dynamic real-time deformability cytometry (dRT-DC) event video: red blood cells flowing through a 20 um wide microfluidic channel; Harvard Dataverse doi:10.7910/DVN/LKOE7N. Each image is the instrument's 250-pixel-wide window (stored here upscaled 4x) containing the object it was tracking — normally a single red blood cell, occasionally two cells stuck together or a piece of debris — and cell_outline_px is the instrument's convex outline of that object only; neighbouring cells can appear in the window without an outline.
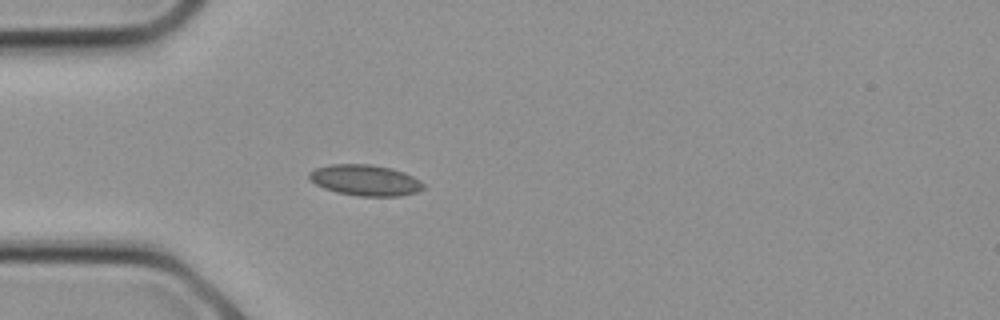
{"species": "common noctule bat (a hibernating species)", "species_latin": "Nyctalus noctula", "temperature_condition": "cold", "stored_images_in_passage": 9, "camera_frame_rate_fps": 3000, "um_per_image_px": 0.085, "animal": {"sex": "female", "body_mass_g": 21.9}, "frame": {"image": 1, "passage_image": 7, "time_ms": 2.0, "image_size_px": [1000, 320], "cell_outline_px": [[424, 188], [416, 192], [400, 196], [360, 196], [336, 192], [324, 188], [316, 184], [308, 176], [308, 172], [316, 168], [328, 164], [372, 164], [392, 168], [404, 172], [420, 180], [424, 184]], "centroid_in_image_um": [31.05, 15.31], "position_along_channel_um": 54.0, "area_um2": 20.63}}
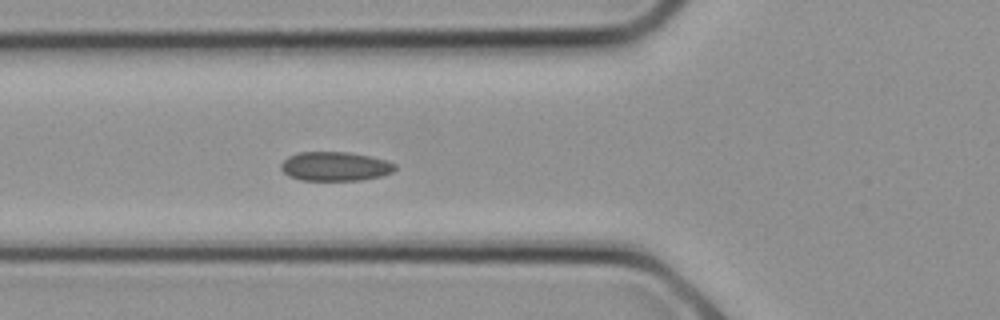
{"frame": {"image": 2, "passage_image": 9, "time_ms": 2.667, "image_size_px": [1000, 320], "cell_outline_px": [[396, 168], [392, 172], [380, 176], [360, 180], [300, 180], [288, 176], [280, 168], [280, 164], [288, 156], [296, 152], [348, 152], [388, 160], [396, 164]], "centroid_in_image_um": [28.46, 14.13], "position_along_channel_um": 97.3, "area_um2": 19.42}}